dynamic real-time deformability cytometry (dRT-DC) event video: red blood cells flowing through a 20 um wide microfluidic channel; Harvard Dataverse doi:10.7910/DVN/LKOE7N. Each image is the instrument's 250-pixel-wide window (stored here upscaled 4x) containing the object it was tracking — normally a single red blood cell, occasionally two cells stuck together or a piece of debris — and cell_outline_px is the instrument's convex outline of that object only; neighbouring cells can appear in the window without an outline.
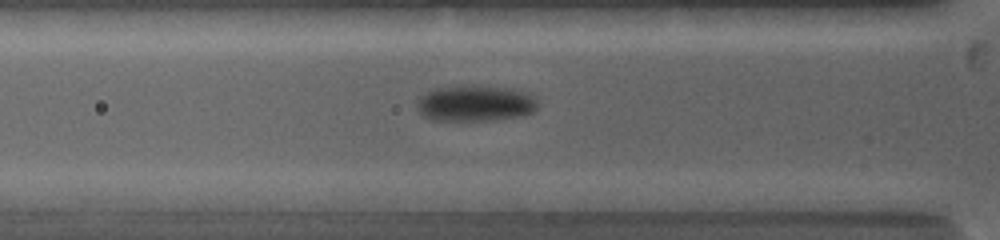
{"species": "common noctule bat (a hibernating species)", "species_latin": "Nyctalus noctula", "temperature_condition": "warm", "stored_images_in_passage": 6, "camera_frame_rate_fps": 5000, "um_per_image_px": 0.085, "animal": {"sex": "female", "body_mass_g": 19.0, "forearm_length_mm": 53.3}, "frame": {"image": 1, "passage_image": 3, "time_ms": 1.4, "image_size_px": [1000, 240], "cell_outline_px": [[540, 104], [532, 112], [524, 116], [492, 120], [432, 120], [424, 116], [416, 108], [416, 100], [420, 96], [432, 88], [460, 84], [472, 84], [512, 88], [528, 92], [536, 96]], "centroid_in_image_um": [40.42, 8.75], "position_along_channel_um": 85.4, "area_um2": 26.36}}
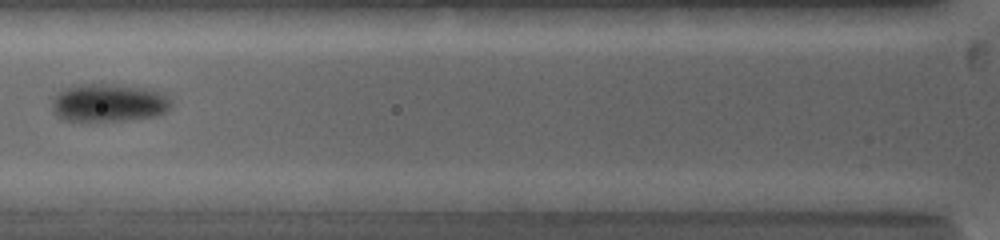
{"frame": {"image": 2, "passage_image": 4, "time_ms": 2.2, "image_size_px": [1000, 240], "cell_outline_px": [[172, 104], [164, 112], [156, 116], [124, 120], [64, 120], [56, 116], [52, 108], [52, 96], [56, 92], [64, 88], [76, 84], [112, 84], [144, 88], [164, 92], [172, 100]], "centroid_in_image_um": [9.21, 8.72], "position_along_channel_um": 116.6, "area_um2": 26.53}}
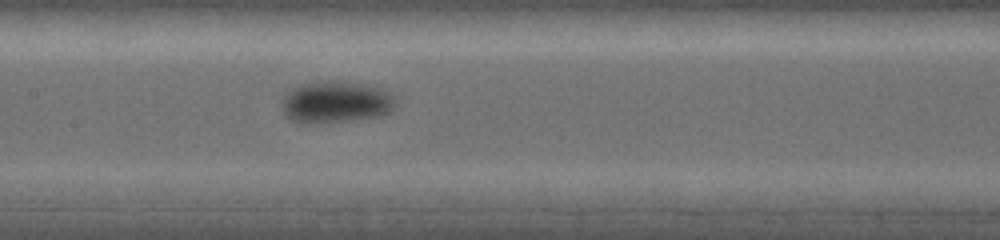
{"frame": {"image": 3, "passage_image": 6, "time_ms": 3.8, "image_size_px": [1000, 240], "cell_outline_px": [[396, 108], [380, 116], [348, 120], [292, 120], [284, 112], [280, 104], [280, 100], [284, 92], [300, 84], [364, 84], [380, 88], [388, 92], [392, 96], [396, 104]], "centroid_in_image_um": [28.55, 8.67], "position_along_channel_um": 178.8, "area_um2": 26.07}}